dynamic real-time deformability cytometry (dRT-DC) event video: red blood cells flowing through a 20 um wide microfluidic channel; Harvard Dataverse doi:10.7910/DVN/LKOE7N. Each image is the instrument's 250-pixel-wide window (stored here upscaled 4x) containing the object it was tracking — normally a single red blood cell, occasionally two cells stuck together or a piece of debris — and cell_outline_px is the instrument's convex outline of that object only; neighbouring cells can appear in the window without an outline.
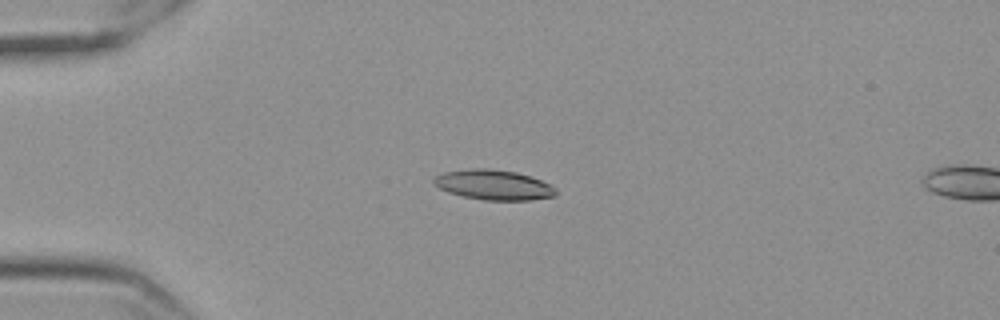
{"species": "Egyptian fruit bat (a non-hibernating species)", "species_latin": "Rousettus aegyptiacus", "temperature_condition": "cold", "stored_images_in_passage": 13, "camera_frame_rate_fps": 3000, "um_per_image_px": 0.085, "frame": {"image": 1, "passage_image": 10, "time_ms": 3.0, "image_size_px": [1000, 320], "cell_outline_px": [[556, 196], [532, 200], [484, 200], [464, 196], [448, 192], [432, 184], [432, 180], [436, 176], [444, 172], [472, 168], [488, 168], [516, 172], [540, 180], [556, 188]], "centroid_in_image_um": [41.94, 15.71], "position_along_channel_um": 43.1, "area_um2": 21.27}}